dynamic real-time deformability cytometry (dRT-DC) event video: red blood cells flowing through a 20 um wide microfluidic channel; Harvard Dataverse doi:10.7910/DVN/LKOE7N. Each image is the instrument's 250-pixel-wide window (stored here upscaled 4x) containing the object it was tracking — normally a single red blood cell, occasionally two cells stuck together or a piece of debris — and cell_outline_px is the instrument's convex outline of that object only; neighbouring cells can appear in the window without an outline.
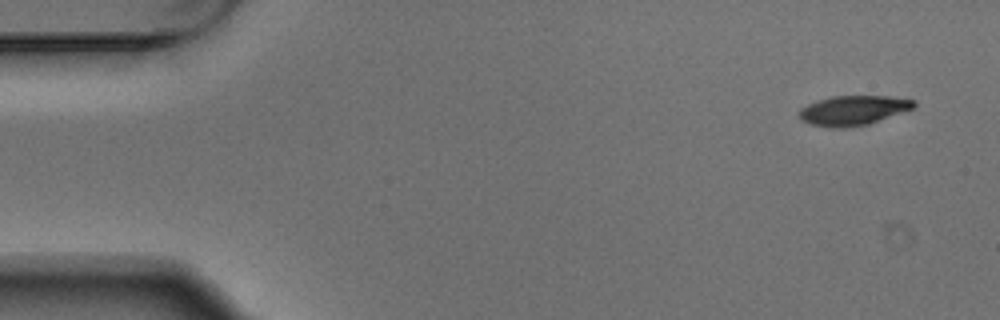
{"species": "Egyptian fruit bat (a non-hibernating species)", "species_latin": "Rousettus aegyptiacus", "temperature_condition": "warm", "stored_images_in_passage": 5, "camera_frame_rate_fps": 3000, "um_per_image_px": 0.085, "animal": {"sex": "male"}, "frame": {"image": 1, "passage_image": 1, "time_ms": 0.0, "image_size_px": [1000, 320], "cell_outline_px": [[916, 104], [912, 108], [868, 124], [844, 128], [832, 128], [812, 124], [800, 120], [796, 112], [800, 108], [816, 100], [832, 96], [888, 96], [916, 100]], "centroid_in_image_um": [72.45, 9.38], "position_along_channel_um": 12.6, "area_um2": 19.83}}
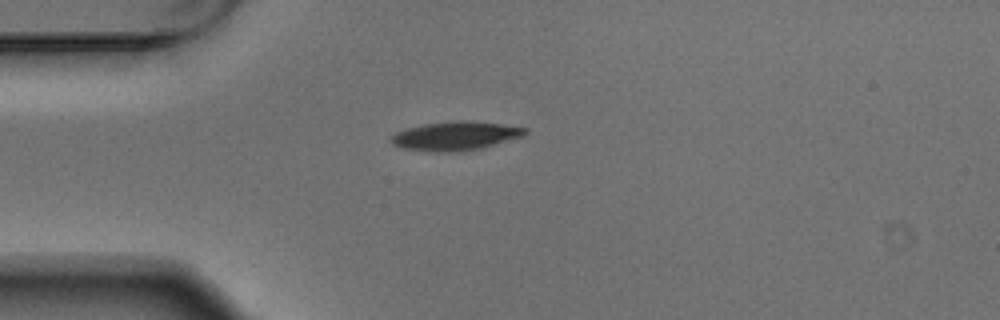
{"frame": {"image": 2, "passage_image": 4, "time_ms": 1.0, "image_size_px": [1000, 320], "cell_outline_px": [[528, 132], [524, 136], [480, 148], [464, 152], [428, 152], [404, 148], [392, 144], [388, 140], [388, 136], [396, 132], [408, 128], [424, 124], [460, 120], [468, 120], [500, 124], [528, 128]], "centroid_in_image_um": [38.68, 11.56], "position_along_channel_um": 46.3, "area_um2": 22.72}}